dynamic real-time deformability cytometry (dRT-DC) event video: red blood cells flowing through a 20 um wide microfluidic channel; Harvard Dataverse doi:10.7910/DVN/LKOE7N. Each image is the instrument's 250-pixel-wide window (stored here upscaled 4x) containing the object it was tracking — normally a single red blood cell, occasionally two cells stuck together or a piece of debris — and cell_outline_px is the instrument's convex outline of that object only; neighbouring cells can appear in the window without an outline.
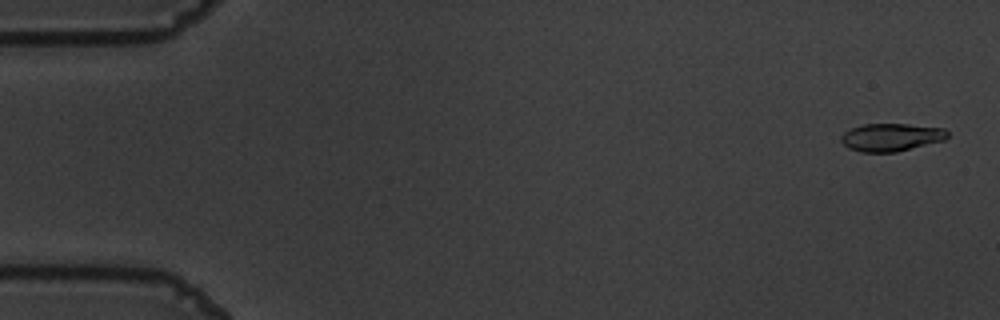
{"species": "common noctule bat (a hibernating species)", "species_latin": "Nyctalus noctula", "temperature_condition": "warm", "stored_images_in_passage": 28, "camera_frame_rate_fps": 3000, "um_per_image_px": 0.085, "animal": {"sex": "male", "body_mass_g": 19.5, "forearm_length_mm": 54.6}, "frame": {"image": 1, "passage_image": 2, "time_ms": 0.333, "image_size_px": [1000, 320], "cell_outline_px": [[948, 136], [944, 140], [896, 152], [860, 152], [848, 148], [840, 140], [840, 136], [844, 132], [852, 128], [864, 124], [908, 124], [944, 128], [948, 132]], "centroid_in_image_um": [75.73, 11.66], "position_along_channel_um": 9.3, "area_um2": 17.22}}
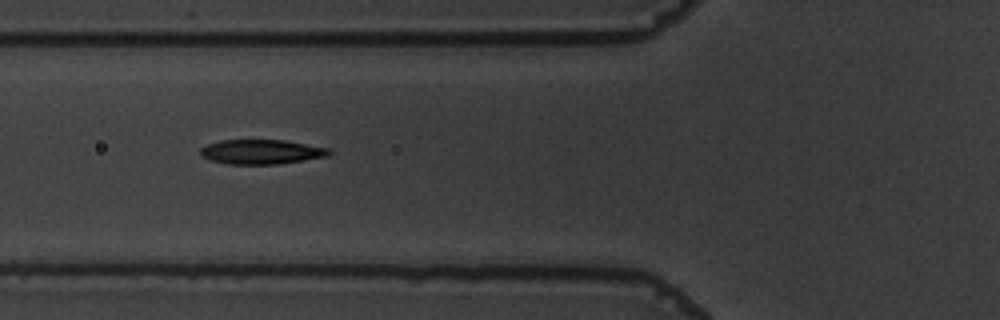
{"frame": {"image": 2, "passage_image": 21, "time_ms": 6.667, "image_size_px": [1000, 320], "cell_outline_px": [[332, 152], [328, 156], [276, 164], [228, 164], [212, 160], [200, 156], [200, 148], [208, 144], [220, 140], [284, 140], [328, 148]], "centroid_in_image_um": [22.19, 12.9], "position_along_channel_um": 103.6, "area_um2": 18.26}}
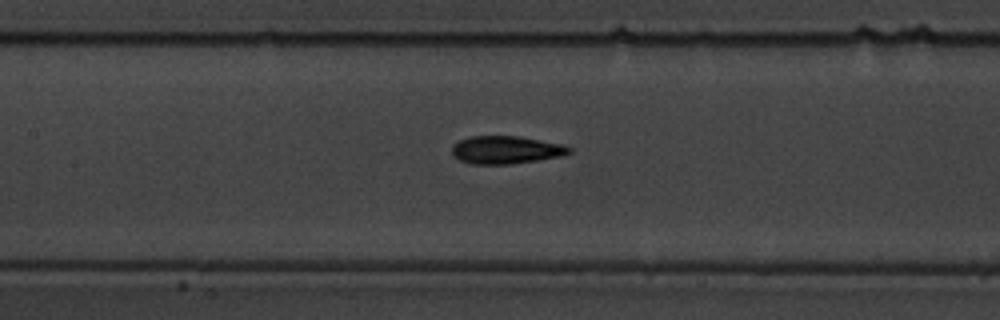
{"frame": {"image": 3, "passage_image": 26, "time_ms": 8.333, "image_size_px": [1000, 320], "cell_outline_px": [[572, 152], [564, 156], [512, 164], [472, 164], [460, 160], [452, 152], [452, 144], [468, 136], [516, 136], [564, 144], [572, 148]], "centroid_in_image_um": [43.04, 12.74], "position_along_channel_um": 164.4, "area_um2": 19.13}}